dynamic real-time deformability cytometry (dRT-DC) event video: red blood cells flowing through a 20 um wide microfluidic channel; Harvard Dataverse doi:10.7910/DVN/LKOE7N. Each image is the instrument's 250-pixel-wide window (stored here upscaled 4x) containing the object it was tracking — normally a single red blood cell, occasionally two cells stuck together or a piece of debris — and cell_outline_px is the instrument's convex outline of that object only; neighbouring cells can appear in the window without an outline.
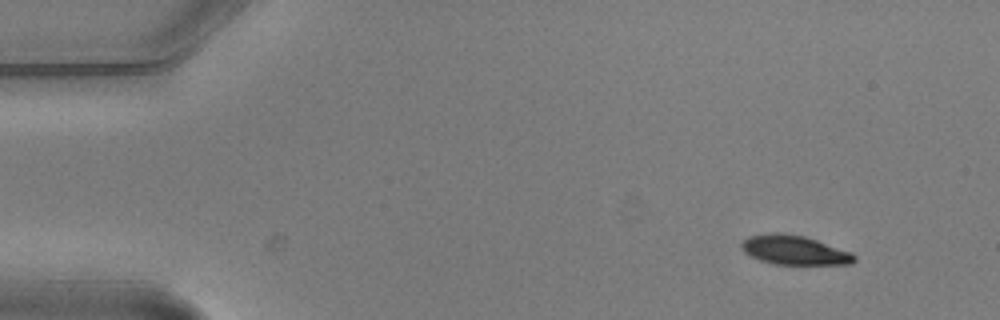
{"species": "common noctule bat (a hibernating species)", "species_latin": "Nyctalus noctula", "temperature_condition": "warm", "stored_images_in_passage": 4, "camera_frame_rate_fps": 3000, "um_per_image_px": 0.085, "animal": {"sex": "male", "body_mass_g": 20.5, "forearm_length_mm": 52.5}, "frame": {"image": 1, "passage_image": 1, "time_ms": 0.0, "image_size_px": [1000, 320], "cell_outline_px": [[856, 260], [852, 264], [776, 264], [760, 260], [744, 252], [740, 244], [748, 236], [772, 232], [780, 232], [804, 236], [852, 252], [856, 256]], "centroid_in_image_um": [67.53, 21.25], "position_along_channel_um": 17.5, "area_um2": 19.19}}
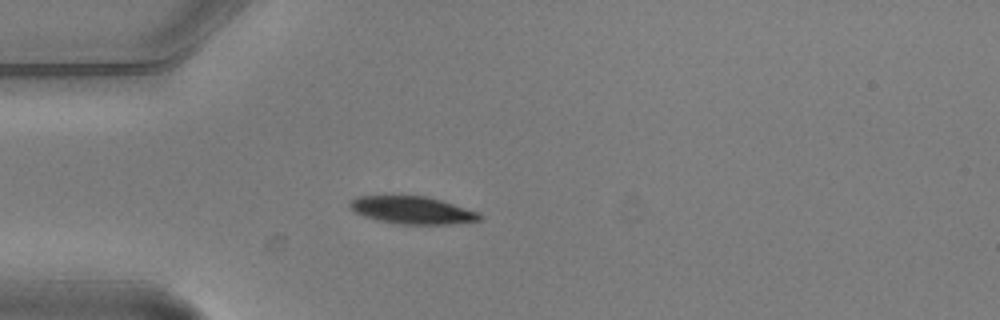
{"frame": {"image": 2, "passage_image": 3, "time_ms": 0.667, "image_size_px": [1000, 320], "cell_outline_px": [[484, 216], [480, 220], [452, 224], [400, 224], [376, 220], [352, 212], [348, 208], [348, 204], [356, 196], [428, 196], [480, 212]], "centroid_in_image_um": [35.04, 17.86], "position_along_channel_um": 50.0, "area_um2": 21.04}}